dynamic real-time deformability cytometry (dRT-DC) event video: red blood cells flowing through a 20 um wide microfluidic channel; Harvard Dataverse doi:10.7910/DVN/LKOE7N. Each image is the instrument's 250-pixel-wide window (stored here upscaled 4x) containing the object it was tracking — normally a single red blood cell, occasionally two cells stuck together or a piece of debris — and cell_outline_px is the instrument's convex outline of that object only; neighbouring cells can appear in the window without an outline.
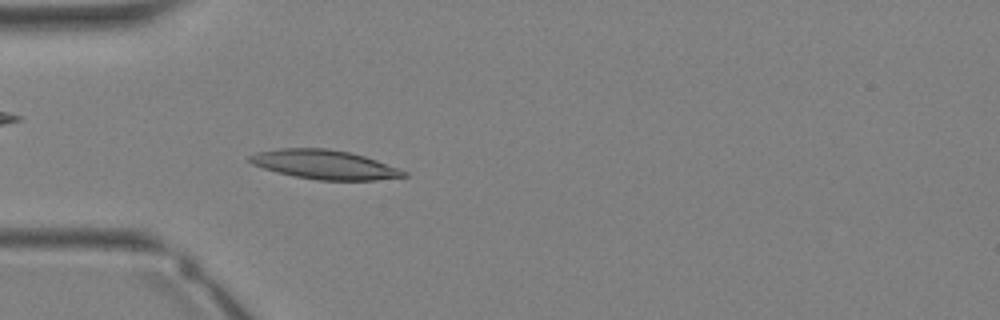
{"species": "Egyptian fruit bat (a non-hibernating species)", "species_latin": "Rousettus aegyptiacus", "temperature_condition": "warm", "stored_images_in_passage": 34, "camera_frame_rate_fps": 3000, "um_per_image_px": 0.085, "animal": {"sex": "female"}, "frame": {"image": 1, "passage_image": 10, "time_ms": 3.0, "image_size_px": [1000, 320], "cell_outline_px": [[408, 176], [376, 180], [316, 180], [276, 172], [252, 164], [248, 160], [248, 156], [256, 152], [280, 148], [328, 148], [352, 152], [376, 160], [408, 172]], "centroid_in_image_um": [27.57, 13.98], "position_along_channel_um": 57.4, "area_um2": 26.18}}
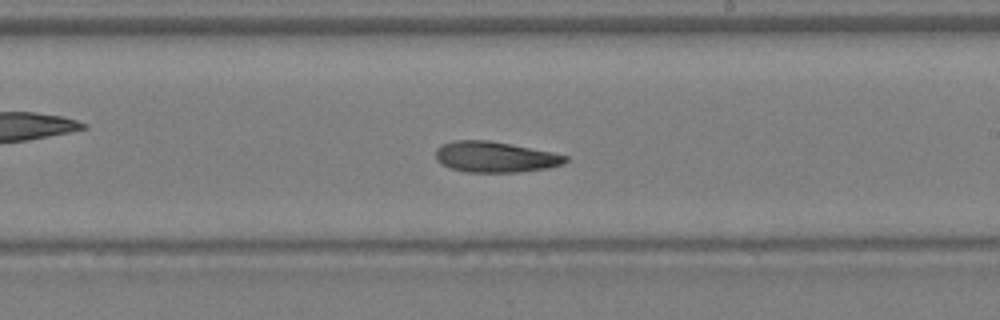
{"frame": {"image": 2, "passage_image": 20, "time_ms": 6.333, "image_size_px": [1000, 320], "cell_outline_px": [[568, 160], [564, 164], [548, 168], [520, 172], [464, 172], [440, 164], [436, 160], [436, 148], [440, 144], [452, 140], [488, 140], [552, 152], [568, 156]], "centroid_in_image_um": [42.06, 13.34], "position_along_channel_um": 246.9, "area_um2": 23.41}}
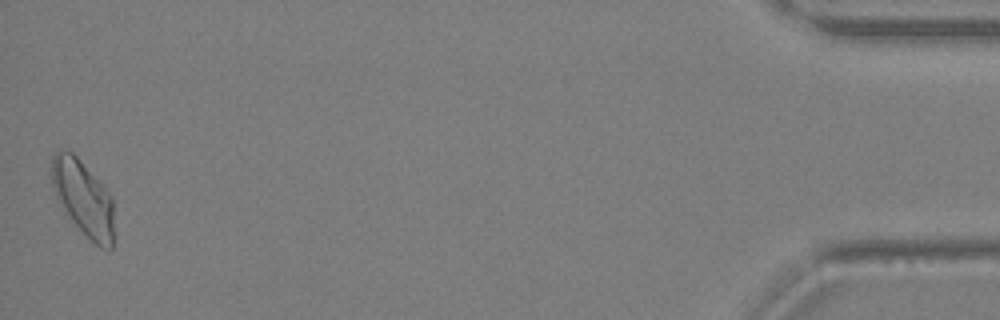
{"frame": {"image": 3, "passage_image": 34, "time_ms": 11.0, "image_size_px": [1000, 320], "cell_outline_px": [[112, 248], [100, 248], [72, 220], [64, 208], [52, 184], [52, 156], [60, 148], [72, 152], [76, 156], [112, 196]], "centroid_in_image_um": [7.07, 16.79], "position_along_channel_um": 428.1, "area_um2": 26.18}}